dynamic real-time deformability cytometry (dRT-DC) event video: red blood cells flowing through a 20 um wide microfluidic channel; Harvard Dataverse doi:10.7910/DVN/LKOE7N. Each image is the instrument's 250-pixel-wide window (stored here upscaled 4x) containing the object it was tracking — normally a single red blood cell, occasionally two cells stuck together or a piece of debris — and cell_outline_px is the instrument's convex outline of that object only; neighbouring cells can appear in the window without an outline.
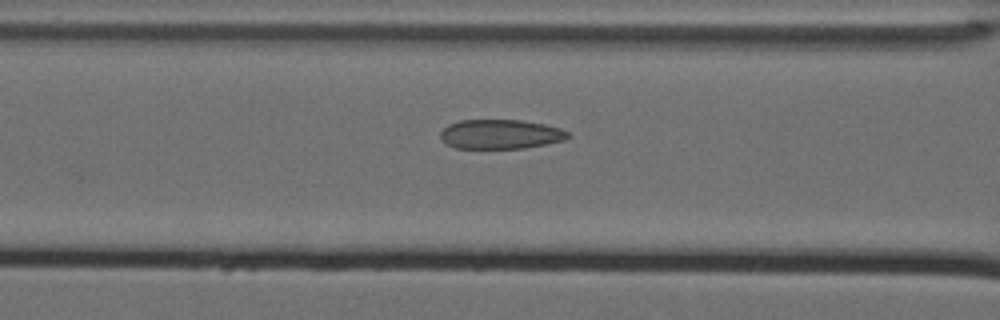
{"species": "Egyptian fruit bat (a non-hibernating species)", "species_latin": "Rousettus aegyptiacus", "temperature_condition": "cold", "stored_images_in_passage": 40, "camera_frame_rate_fps": 3000, "um_per_image_px": 0.085, "animal": {"sex": "female"}, "frame": {"image": 1, "passage_image": 13, "time_ms": 4.0, "image_size_px": [1000, 320], "cell_outline_px": [[572, 136], [564, 140], [548, 144], [524, 148], [456, 148], [444, 144], [440, 140], [440, 132], [448, 124], [460, 120], [520, 120], [544, 124], [560, 128], [568, 132]], "centroid_in_image_um": [42.52, 11.41], "position_along_channel_um": 124.1, "area_um2": 22.08}}
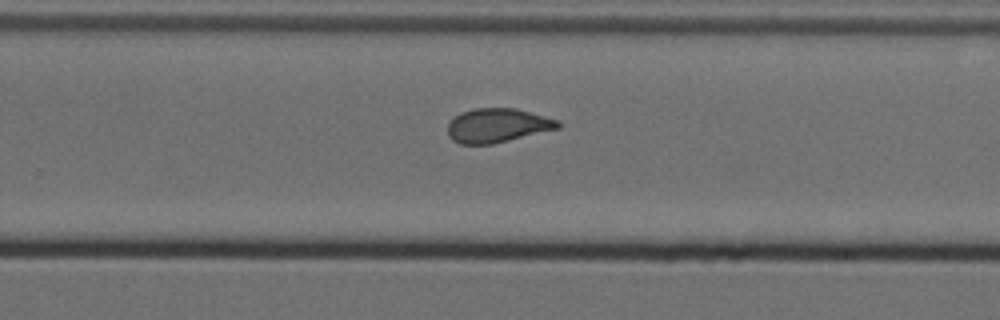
{"frame": {"image": 2, "passage_image": 27, "time_ms": 8.667, "image_size_px": [1000, 320], "cell_outline_px": [[560, 128], [492, 144], [460, 144], [452, 140], [448, 136], [448, 124], [460, 112], [476, 108], [516, 108], [560, 120]], "centroid_in_image_um": [42.29, 10.66], "position_along_channel_um": 287.5, "area_um2": 21.91}}
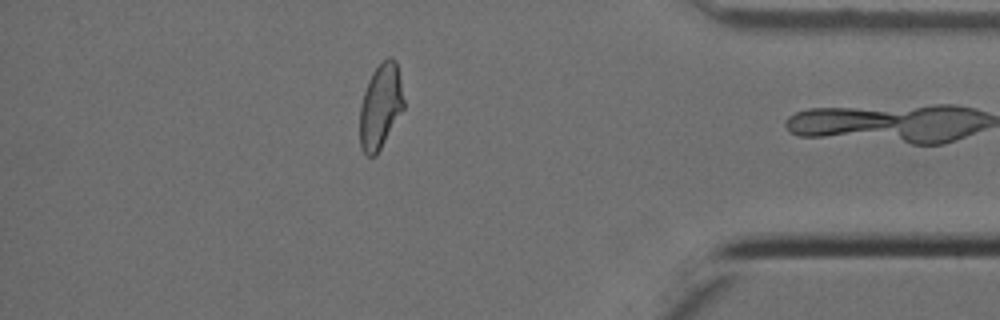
{"frame": {"image": 3, "passage_image": 39, "time_ms": 12.667, "image_size_px": [1000, 320], "cell_outline_px": [[404, 108], [376, 156], [368, 156], [360, 148], [360, 104], [368, 80], [372, 72], [388, 56], [392, 56], [396, 60], [404, 100]], "centroid_in_image_um": [32.33, 9.03], "position_along_channel_um": 402.9, "area_um2": 21.68}, "authors_computed_cell_mechanics": {"area_um2": 22.4553, "velocity_mm_per_s": 3.5021, "shape_relaxation_time_tau1_ms": null, "shape_relaxation_time_tau2_ms": 1.6355, "deformation_change_tau1": null, "deformation_change_tau2": 0.0898}}